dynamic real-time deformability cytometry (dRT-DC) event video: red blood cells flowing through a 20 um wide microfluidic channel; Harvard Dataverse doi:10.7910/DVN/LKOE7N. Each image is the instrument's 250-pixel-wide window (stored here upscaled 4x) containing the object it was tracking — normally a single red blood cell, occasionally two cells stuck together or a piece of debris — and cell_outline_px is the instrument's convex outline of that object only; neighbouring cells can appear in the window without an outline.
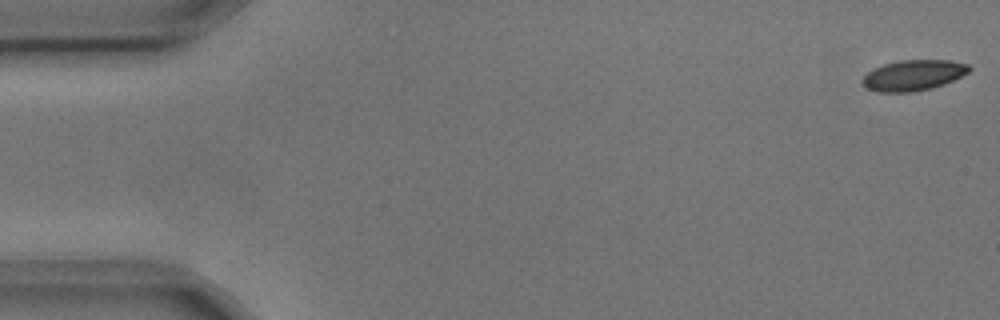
{"species": "common noctule bat (a hibernating species)", "species_latin": "Nyctalus noctula", "temperature_condition": "cold", "stored_images_in_passage": 5, "camera_frame_rate_fps": 3000, "um_per_image_px": 0.085, "animal": {"sex": "male", "body_mass_g": 17.9, "forearm_length_mm": 54.2}, "frame": {"image": 1, "passage_image": 1, "time_ms": 0.0, "image_size_px": [1000, 320], "cell_outline_px": [[972, 68], [968, 72], [944, 84], [932, 88], [912, 92], [876, 92], [868, 88], [860, 80], [868, 72], [884, 64], [900, 60], [948, 60], [968, 64]], "centroid_in_image_um": [77.63, 6.4], "position_along_channel_um": 7.4, "area_um2": 18.9}}
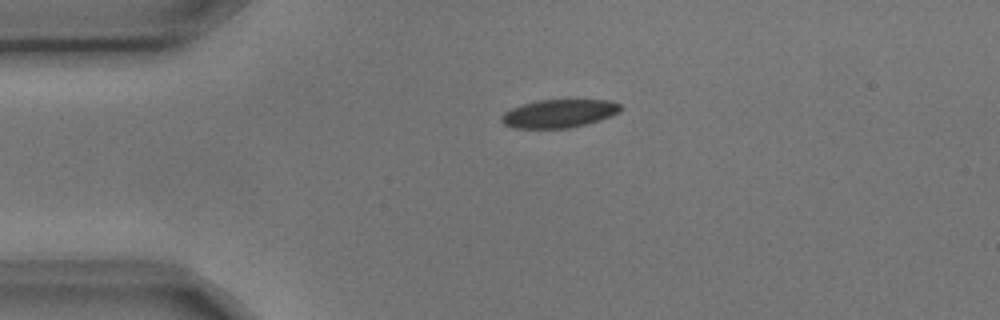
{"frame": {"image": 2, "passage_image": 4, "time_ms": 1.0, "image_size_px": [1000, 320], "cell_outline_px": [[620, 112], [612, 116], [600, 120], [568, 128], [512, 128], [504, 124], [500, 120], [500, 116], [504, 112], [512, 108], [536, 100], [608, 100], [620, 104]], "centroid_in_image_um": [47.49, 9.65], "position_along_channel_um": 37.5, "area_um2": 19.54}}